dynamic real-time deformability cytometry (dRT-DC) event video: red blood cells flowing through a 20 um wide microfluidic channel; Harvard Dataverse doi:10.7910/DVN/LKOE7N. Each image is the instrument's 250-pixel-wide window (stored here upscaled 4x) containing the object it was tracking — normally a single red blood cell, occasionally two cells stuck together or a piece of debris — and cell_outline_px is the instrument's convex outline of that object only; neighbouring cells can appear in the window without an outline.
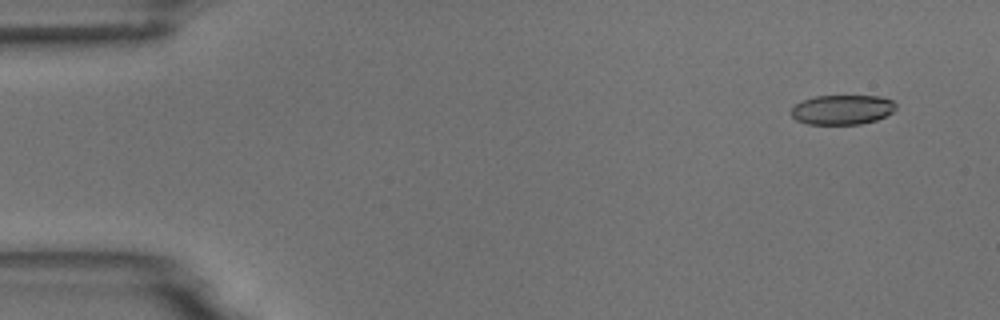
{"species": "common noctule bat (a hibernating species)", "species_latin": "Nyctalus noctula", "temperature_condition": "room temperature", "stored_images_in_passage": 6, "camera_frame_rate_fps": 3000, "um_per_image_px": 0.085, "animal": {"sex": "male", "body_mass_g": 18.8}, "frame": {"image": 1, "passage_image": 2, "time_ms": 1.0, "image_size_px": [1000, 320], "cell_outline_px": [[896, 108], [892, 112], [876, 120], [860, 124], [808, 124], [796, 120], [792, 116], [792, 108], [796, 104], [804, 100], [816, 96], [880, 96], [892, 100], [896, 104]], "centroid_in_image_um": [71.61, 9.32], "position_along_channel_um": 13.4, "area_um2": 17.98}}
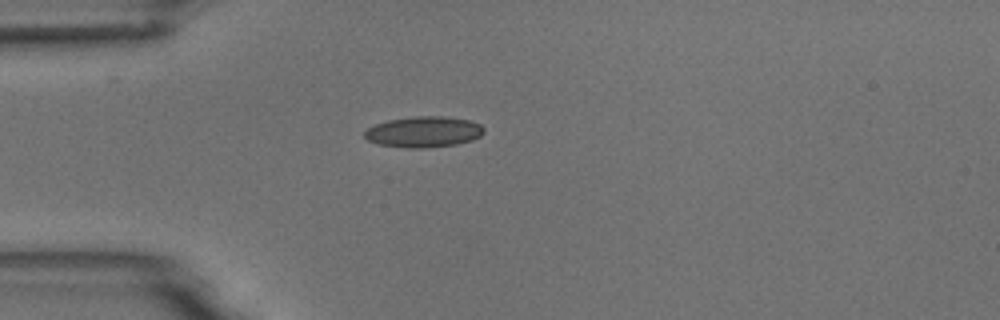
{"frame": {"image": 2, "passage_image": 5, "time_ms": 4.667, "image_size_px": [1000, 320], "cell_outline_px": [[484, 132], [480, 136], [472, 140], [456, 144], [428, 148], [408, 148], [380, 144], [368, 140], [364, 136], [364, 132], [368, 128], [376, 124], [388, 120], [416, 116], [444, 116], [468, 120], [480, 124], [484, 128]], "centroid_in_image_um": [36.03, 11.21], "position_along_channel_um": 49.0, "area_um2": 21.39}}